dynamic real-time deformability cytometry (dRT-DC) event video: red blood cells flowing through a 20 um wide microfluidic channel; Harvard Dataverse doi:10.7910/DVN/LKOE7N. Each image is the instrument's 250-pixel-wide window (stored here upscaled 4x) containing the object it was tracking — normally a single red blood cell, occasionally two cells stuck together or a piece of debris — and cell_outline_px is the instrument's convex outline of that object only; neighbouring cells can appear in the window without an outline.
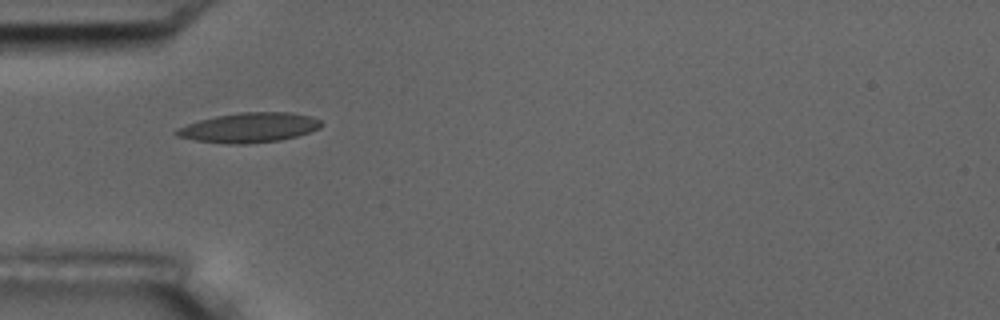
{"species": "common noctule bat (a hibernating species)", "species_latin": "Nyctalus noctula", "temperature_condition": "room temperature", "stored_images_in_passage": 6, "camera_frame_rate_fps": 3000, "um_per_image_px": 0.085, "animal": {"sex": "male", "body_mass_g": 17.5, "forearm_length_mm": 52.3}, "frame": {"image": 1, "passage_image": 5, "time_ms": 1.333, "image_size_px": [1000, 320], "cell_outline_px": [[324, 124], [320, 128], [296, 136], [280, 140], [248, 144], [228, 144], [196, 140], [176, 136], [172, 132], [176, 128], [200, 120], [216, 116], [240, 112], [288, 112], [312, 116], [320, 120]], "centroid_in_image_um": [21.18, 10.85], "position_along_channel_um": 63.8, "area_um2": 25.14}}